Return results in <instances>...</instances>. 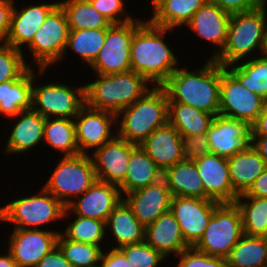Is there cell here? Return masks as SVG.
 Instances as JSON below:
<instances>
[{
    "label": "cell",
    "mask_w": 267,
    "mask_h": 267,
    "mask_svg": "<svg viewBox=\"0 0 267 267\" xmlns=\"http://www.w3.org/2000/svg\"><path fill=\"white\" fill-rule=\"evenodd\" d=\"M172 30L175 29L155 25L148 18H136L130 49L131 70L142 75L152 86H162L179 67L176 52L164 40Z\"/></svg>",
    "instance_id": "1"
},
{
    "label": "cell",
    "mask_w": 267,
    "mask_h": 267,
    "mask_svg": "<svg viewBox=\"0 0 267 267\" xmlns=\"http://www.w3.org/2000/svg\"><path fill=\"white\" fill-rule=\"evenodd\" d=\"M179 66L162 85L168 102H179L219 115L221 64L206 59L205 64L190 71Z\"/></svg>",
    "instance_id": "2"
},
{
    "label": "cell",
    "mask_w": 267,
    "mask_h": 267,
    "mask_svg": "<svg viewBox=\"0 0 267 267\" xmlns=\"http://www.w3.org/2000/svg\"><path fill=\"white\" fill-rule=\"evenodd\" d=\"M95 76L96 80L85 84L86 105L116 115L152 88L142 75L133 70L111 75L95 74Z\"/></svg>",
    "instance_id": "3"
},
{
    "label": "cell",
    "mask_w": 267,
    "mask_h": 267,
    "mask_svg": "<svg viewBox=\"0 0 267 267\" xmlns=\"http://www.w3.org/2000/svg\"><path fill=\"white\" fill-rule=\"evenodd\" d=\"M266 29L267 2L255 10L231 14L225 45L214 60L226 67L250 59L251 54V58L260 56Z\"/></svg>",
    "instance_id": "4"
},
{
    "label": "cell",
    "mask_w": 267,
    "mask_h": 267,
    "mask_svg": "<svg viewBox=\"0 0 267 267\" xmlns=\"http://www.w3.org/2000/svg\"><path fill=\"white\" fill-rule=\"evenodd\" d=\"M167 122V93L162 86H153L131 106L116 115L117 136L140 145L156 128Z\"/></svg>",
    "instance_id": "5"
},
{
    "label": "cell",
    "mask_w": 267,
    "mask_h": 267,
    "mask_svg": "<svg viewBox=\"0 0 267 267\" xmlns=\"http://www.w3.org/2000/svg\"><path fill=\"white\" fill-rule=\"evenodd\" d=\"M64 210L65 206L42 187L0 206V221L13 223V229H41L57 220L63 222Z\"/></svg>",
    "instance_id": "6"
},
{
    "label": "cell",
    "mask_w": 267,
    "mask_h": 267,
    "mask_svg": "<svg viewBox=\"0 0 267 267\" xmlns=\"http://www.w3.org/2000/svg\"><path fill=\"white\" fill-rule=\"evenodd\" d=\"M53 168L51 176L42 187L65 207L97 181L94 163L89 154L61 156Z\"/></svg>",
    "instance_id": "7"
},
{
    "label": "cell",
    "mask_w": 267,
    "mask_h": 267,
    "mask_svg": "<svg viewBox=\"0 0 267 267\" xmlns=\"http://www.w3.org/2000/svg\"><path fill=\"white\" fill-rule=\"evenodd\" d=\"M46 71L33 69L32 108L44 118L74 119L86 105L85 84L76 87L60 81L38 84L37 74L44 76Z\"/></svg>",
    "instance_id": "8"
},
{
    "label": "cell",
    "mask_w": 267,
    "mask_h": 267,
    "mask_svg": "<svg viewBox=\"0 0 267 267\" xmlns=\"http://www.w3.org/2000/svg\"><path fill=\"white\" fill-rule=\"evenodd\" d=\"M244 235L242 216L236 203H220L194 248L209 256L227 258Z\"/></svg>",
    "instance_id": "9"
},
{
    "label": "cell",
    "mask_w": 267,
    "mask_h": 267,
    "mask_svg": "<svg viewBox=\"0 0 267 267\" xmlns=\"http://www.w3.org/2000/svg\"><path fill=\"white\" fill-rule=\"evenodd\" d=\"M69 25L64 10L58 4L46 17L42 26L35 32L31 43L25 47L38 69H48L57 65L63 58Z\"/></svg>",
    "instance_id": "10"
},
{
    "label": "cell",
    "mask_w": 267,
    "mask_h": 267,
    "mask_svg": "<svg viewBox=\"0 0 267 267\" xmlns=\"http://www.w3.org/2000/svg\"><path fill=\"white\" fill-rule=\"evenodd\" d=\"M136 31V17L107 29L104 45L89 66L93 73L111 75L131 70V43Z\"/></svg>",
    "instance_id": "11"
},
{
    "label": "cell",
    "mask_w": 267,
    "mask_h": 267,
    "mask_svg": "<svg viewBox=\"0 0 267 267\" xmlns=\"http://www.w3.org/2000/svg\"><path fill=\"white\" fill-rule=\"evenodd\" d=\"M266 100L249 91L221 65L219 115L246 121L250 125L264 109Z\"/></svg>",
    "instance_id": "12"
},
{
    "label": "cell",
    "mask_w": 267,
    "mask_h": 267,
    "mask_svg": "<svg viewBox=\"0 0 267 267\" xmlns=\"http://www.w3.org/2000/svg\"><path fill=\"white\" fill-rule=\"evenodd\" d=\"M212 199L173 196L170 211L176 218L185 242L194 247L202 238L215 208Z\"/></svg>",
    "instance_id": "13"
},
{
    "label": "cell",
    "mask_w": 267,
    "mask_h": 267,
    "mask_svg": "<svg viewBox=\"0 0 267 267\" xmlns=\"http://www.w3.org/2000/svg\"><path fill=\"white\" fill-rule=\"evenodd\" d=\"M80 154H91L117 135L116 114L85 105L74 118ZM115 123V124H114Z\"/></svg>",
    "instance_id": "14"
},
{
    "label": "cell",
    "mask_w": 267,
    "mask_h": 267,
    "mask_svg": "<svg viewBox=\"0 0 267 267\" xmlns=\"http://www.w3.org/2000/svg\"><path fill=\"white\" fill-rule=\"evenodd\" d=\"M61 230L13 229L9 235L7 251L17 267H36L39 261L57 246Z\"/></svg>",
    "instance_id": "15"
},
{
    "label": "cell",
    "mask_w": 267,
    "mask_h": 267,
    "mask_svg": "<svg viewBox=\"0 0 267 267\" xmlns=\"http://www.w3.org/2000/svg\"><path fill=\"white\" fill-rule=\"evenodd\" d=\"M206 136L210 153L229 158L251 145V125L246 121L217 115Z\"/></svg>",
    "instance_id": "16"
},
{
    "label": "cell",
    "mask_w": 267,
    "mask_h": 267,
    "mask_svg": "<svg viewBox=\"0 0 267 267\" xmlns=\"http://www.w3.org/2000/svg\"><path fill=\"white\" fill-rule=\"evenodd\" d=\"M123 199L119 186L97 180L88 190L71 202L70 215L106 222L113 209Z\"/></svg>",
    "instance_id": "17"
},
{
    "label": "cell",
    "mask_w": 267,
    "mask_h": 267,
    "mask_svg": "<svg viewBox=\"0 0 267 267\" xmlns=\"http://www.w3.org/2000/svg\"><path fill=\"white\" fill-rule=\"evenodd\" d=\"M136 144L115 136L100 148L92 151L97 180L119 186L126 177L131 150Z\"/></svg>",
    "instance_id": "18"
},
{
    "label": "cell",
    "mask_w": 267,
    "mask_h": 267,
    "mask_svg": "<svg viewBox=\"0 0 267 267\" xmlns=\"http://www.w3.org/2000/svg\"><path fill=\"white\" fill-rule=\"evenodd\" d=\"M201 178L205 194L220 203H235L239 194L233 189L228 160L214 153H208L194 161Z\"/></svg>",
    "instance_id": "19"
},
{
    "label": "cell",
    "mask_w": 267,
    "mask_h": 267,
    "mask_svg": "<svg viewBox=\"0 0 267 267\" xmlns=\"http://www.w3.org/2000/svg\"><path fill=\"white\" fill-rule=\"evenodd\" d=\"M172 194L166 180L127 193L123 199L131 207L134 216L146 227L170 210Z\"/></svg>",
    "instance_id": "20"
},
{
    "label": "cell",
    "mask_w": 267,
    "mask_h": 267,
    "mask_svg": "<svg viewBox=\"0 0 267 267\" xmlns=\"http://www.w3.org/2000/svg\"><path fill=\"white\" fill-rule=\"evenodd\" d=\"M59 4L58 1L52 3H40L36 5L28 4L16 8L13 5L11 14L10 29L4 44L23 51L22 47H27L34 38L35 32L42 26L48 14Z\"/></svg>",
    "instance_id": "21"
},
{
    "label": "cell",
    "mask_w": 267,
    "mask_h": 267,
    "mask_svg": "<svg viewBox=\"0 0 267 267\" xmlns=\"http://www.w3.org/2000/svg\"><path fill=\"white\" fill-rule=\"evenodd\" d=\"M230 18L231 14L227 11L206 2L185 25L200 39L215 45L214 54L208 59H214L222 51L227 39Z\"/></svg>",
    "instance_id": "22"
},
{
    "label": "cell",
    "mask_w": 267,
    "mask_h": 267,
    "mask_svg": "<svg viewBox=\"0 0 267 267\" xmlns=\"http://www.w3.org/2000/svg\"><path fill=\"white\" fill-rule=\"evenodd\" d=\"M11 127L10 136L6 140L4 153L7 155L24 154L36 149L44 141L45 118L33 108L23 110L16 116ZM40 143V144H39Z\"/></svg>",
    "instance_id": "23"
},
{
    "label": "cell",
    "mask_w": 267,
    "mask_h": 267,
    "mask_svg": "<svg viewBox=\"0 0 267 267\" xmlns=\"http://www.w3.org/2000/svg\"><path fill=\"white\" fill-rule=\"evenodd\" d=\"M182 136L173 125L167 122L156 128L140 147L148 154L163 173L184 160Z\"/></svg>",
    "instance_id": "24"
},
{
    "label": "cell",
    "mask_w": 267,
    "mask_h": 267,
    "mask_svg": "<svg viewBox=\"0 0 267 267\" xmlns=\"http://www.w3.org/2000/svg\"><path fill=\"white\" fill-rule=\"evenodd\" d=\"M144 241L165 258L173 254L178 256L183 250L190 248L170 210L145 227Z\"/></svg>",
    "instance_id": "25"
},
{
    "label": "cell",
    "mask_w": 267,
    "mask_h": 267,
    "mask_svg": "<svg viewBox=\"0 0 267 267\" xmlns=\"http://www.w3.org/2000/svg\"><path fill=\"white\" fill-rule=\"evenodd\" d=\"M109 230V231H108ZM106 231L115 240L111 248L144 242L145 227L134 216L124 199L113 209L106 221Z\"/></svg>",
    "instance_id": "26"
},
{
    "label": "cell",
    "mask_w": 267,
    "mask_h": 267,
    "mask_svg": "<svg viewBox=\"0 0 267 267\" xmlns=\"http://www.w3.org/2000/svg\"><path fill=\"white\" fill-rule=\"evenodd\" d=\"M227 160L231 184L239 195L245 193L267 168L266 162L252 145Z\"/></svg>",
    "instance_id": "27"
},
{
    "label": "cell",
    "mask_w": 267,
    "mask_h": 267,
    "mask_svg": "<svg viewBox=\"0 0 267 267\" xmlns=\"http://www.w3.org/2000/svg\"><path fill=\"white\" fill-rule=\"evenodd\" d=\"M33 68L30 67L17 80L0 84V116L10 119L32 108Z\"/></svg>",
    "instance_id": "28"
},
{
    "label": "cell",
    "mask_w": 267,
    "mask_h": 267,
    "mask_svg": "<svg viewBox=\"0 0 267 267\" xmlns=\"http://www.w3.org/2000/svg\"><path fill=\"white\" fill-rule=\"evenodd\" d=\"M163 178V171L148 154L136 145L129 157L125 180L119 185L122 196L154 184Z\"/></svg>",
    "instance_id": "29"
},
{
    "label": "cell",
    "mask_w": 267,
    "mask_h": 267,
    "mask_svg": "<svg viewBox=\"0 0 267 267\" xmlns=\"http://www.w3.org/2000/svg\"><path fill=\"white\" fill-rule=\"evenodd\" d=\"M172 196L210 199L204 191L195 163L182 160L163 173Z\"/></svg>",
    "instance_id": "30"
},
{
    "label": "cell",
    "mask_w": 267,
    "mask_h": 267,
    "mask_svg": "<svg viewBox=\"0 0 267 267\" xmlns=\"http://www.w3.org/2000/svg\"><path fill=\"white\" fill-rule=\"evenodd\" d=\"M214 115L179 102H168V122L181 136L206 134Z\"/></svg>",
    "instance_id": "31"
},
{
    "label": "cell",
    "mask_w": 267,
    "mask_h": 267,
    "mask_svg": "<svg viewBox=\"0 0 267 267\" xmlns=\"http://www.w3.org/2000/svg\"><path fill=\"white\" fill-rule=\"evenodd\" d=\"M207 0H166L149 17L158 26L177 29L192 19Z\"/></svg>",
    "instance_id": "32"
},
{
    "label": "cell",
    "mask_w": 267,
    "mask_h": 267,
    "mask_svg": "<svg viewBox=\"0 0 267 267\" xmlns=\"http://www.w3.org/2000/svg\"><path fill=\"white\" fill-rule=\"evenodd\" d=\"M43 134V143L62 153L63 157L80 154L74 119L45 118Z\"/></svg>",
    "instance_id": "33"
},
{
    "label": "cell",
    "mask_w": 267,
    "mask_h": 267,
    "mask_svg": "<svg viewBox=\"0 0 267 267\" xmlns=\"http://www.w3.org/2000/svg\"><path fill=\"white\" fill-rule=\"evenodd\" d=\"M226 261L227 267H267V237L244 234Z\"/></svg>",
    "instance_id": "34"
},
{
    "label": "cell",
    "mask_w": 267,
    "mask_h": 267,
    "mask_svg": "<svg viewBox=\"0 0 267 267\" xmlns=\"http://www.w3.org/2000/svg\"><path fill=\"white\" fill-rule=\"evenodd\" d=\"M225 68L241 85L267 101V59L257 56Z\"/></svg>",
    "instance_id": "35"
},
{
    "label": "cell",
    "mask_w": 267,
    "mask_h": 267,
    "mask_svg": "<svg viewBox=\"0 0 267 267\" xmlns=\"http://www.w3.org/2000/svg\"><path fill=\"white\" fill-rule=\"evenodd\" d=\"M70 30L109 28L112 24L89 0H61Z\"/></svg>",
    "instance_id": "36"
},
{
    "label": "cell",
    "mask_w": 267,
    "mask_h": 267,
    "mask_svg": "<svg viewBox=\"0 0 267 267\" xmlns=\"http://www.w3.org/2000/svg\"><path fill=\"white\" fill-rule=\"evenodd\" d=\"M75 216L73 219L70 218V210L65 207L63 219L66 220L68 218L72 222L70 221L61 233L69 240L99 245L103 248V244H105L109 236L106 231V222L98 219L84 218L79 215Z\"/></svg>",
    "instance_id": "37"
},
{
    "label": "cell",
    "mask_w": 267,
    "mask_h": 267,
    "mask_svg": "<svg viewBox=\"0 0 267 267\" xmlns=\"http://www.w3.org/2000/svg\"><path fill=\"white\" fill-rule=\"evenodd\" d=\"M108 28L70 30L63 60L68 50L73 51L90 66L96 59L104 45Z\"/></svg>",
    "instance_id": "38"
},
{
    "label": "cell",
    "mask_w": 267,
    "mask_h": 267,
    "mask_svg": "<svg viewBox=\"0 0 267 267\" xmlns=\"http://www.w3.org/2000/svg\"><path fill=\"white\" fill-rule=\"evenodd\" d=\"M235 203L241 212L243 233L267 237V198L237 197Z\"/></svg>",
    "instance_id": "39"
},
{
    "label": "cell",
    "mask_w": 267,
    "mask_h": 267,
    "mask_svg": "<svg viewBox=\"0 0 267 267\" xmlns=\"http://www.w3.org/2000/svg\"><path fill=\"white\" fill-rule=\"evenodd\" d=\"M57 246L72 267H99L100 265L103 248L99 245L72 241L60 232Z\"/></svg>",
    "instance_id": "40"
},
{
    "label": "cell",
    "mask_w": 267,
    "mask_h": 267,
    "mask_svg": "<svg viewBox=\"0 0 267 267\" xmlns=\"http://www.w3.org/2000/svg\"><path fill=\"white\" fill-rule=\"evenodd\" d=\"M33 65L27 64L23 51L0 43V84L17 80Z\"/></svg>",
    "instance_id": "41"
},
{
    "label": "cell",
    "mask_w": 267,
    "mask_h": 267,
    "mask_svg": "<svg viewBox=\"0 0 267 267\" xmlns=\"http://www.w3.org/2000/svg\"><path fill=\"white\" fill-rule=\"evenodd\" d=\"M119 250L134 267H158L166 261L160 252L145 241L120 247Z\"/></svg>",
    "instance_id": "42"
},
{
    "label": "cell",
    "mask_w": 267,
    "mask_h": 267,
    "mask_svg": "<svg viewBox=\"0 0 267 267\" xmlns=\"http://www.w3.org/2000/svg\"><path fill=\"white\" fill-rule=\"evenodd\" d=\"M89 2L111 24H123L135 19L128 14L124 0H89Z\"/></svg>",
    "instance_id": "43"
},
{
    "label": "cell",
    "mask_w": 267,
    "mask_h": 267,
    "mask_svg": "<svg viewBox=\"0 0 267 267\" xmlns=\"http://www.w3.org/2000/svg\"><path fill=\"white\" fill-rule=\"evenodd\" d=\"M176 267H227V261L222 257L209 256L190 247L183 250L178 256Z\"/></svg>",
    "instance_id": "44"
},
{
    "label": "cell",
    "mask_w": 267,
    "mask_h": 267,
    "mask_svg": "<svg viewBox=\"0 0 267 267\" xmlns=\"http://www.w3.org/2000/svg\"><path fill=\"white\" fill-rule=\"evenodd\" d=\"M183 156L186 161H196L210 153L209 141L206 134L182 136Z\"/></svg>",
    "instance_id": "45"
},
{
    "label": "cell",
    "mask_w": 267,
    "mask_h": 267,
    "mask_svg": "<svg viewBox=\"0 0 267 267\" xmlns=\"http://www.w3.org/2000/svg\"><path fill=\"white\" fill-rule=\"evenodd\" d=\"M230 14L248 12L257 9L265 2L263 0H207Z\"/></svg>",
    "instance_id": "46"
},
{
    "label": "cell",
    "mask_w": 267,
    "mask_h": 267,
    "mask_svg": "<svg viewBox=\"0 0 267 267\" xmlns=\"http://www.w3.org/2000/svg\"><path fill=\"white\" fill-rule=\"evenodd\" d=\"M105 251V252H104ZM99 267H134L129 263L124 254L115 248L103 249Z\"/></svg>",
    "instance_id": "47"
},
{
    "label": "cell",
    "mask_w": 267,
    "mask_h": 267,
    "mask_svg": "<svg viewBox=\"0 0 267 267\" xmlns=\"http://www.w3.org/2000/svg\"><path fill=\"white\" fill-rule=\"evenodd\" d=\"M14 0H0V43H4L10 29Z\"/></svg>",
    "instance_id": "48"
},
{
    "label": "cell",
    "mask_w": 267,
    "mask_h": 267,
    "mask_svg": "<svg viewBox=\"0 0 267 267\" xmlns=\"http://www.w3.org/2000/svg\"><path fill=\"white\" fill-rule=\"evenodd\" d=\"M36 267H72L58 246L47 253Z\"/></svg>",
    "instance_id": "49"
},
{
    "label": "cell",
    "mask_w": 267,
    "mask_h": 267,
    "mask_svg": "<svg viewBox=\"0 0 267 267\" xmlns=\"http://www.w3.org/2000/svg\"><path fill=\"white\" fill-rule=\"evenodd\" d=\"M238 197L267 198V168L257 177L250 188Z\"/></svg>",
    "instance_id": "50"
},
{
    "label": "cell",
    "mask_w": 267,
    "mask_h": 267,
    "mask_svg": "<svg viewBox=\"0 0 267 267\" xmlns=\"http://www.w3.org/2000/svg\"><path fill=\"white\" fill-rule=\"evenodd\" d=\"M251 136H267V102L261 114L251 124Z\"/></svg>",
    "instance_id": "51"
},
{
    "label": "cell",
    "mask_w": 267,
    "mask_h": 267,
    "mask_svg": "<svg viewBox=\"0 0 267 267\" xmlns=\"http://www.w3.org/2000/svg\"><path fill=\"white\" fill-rule=\"evenodd\" d=\"M251 145L259 152L267 164V136H251Z\"/></svg>",
    "instance_id": "52"
},
{
    "label": "cell",
    "mask_w": 267,
    "mask_h": 267,
    "mask_svg": "<svg viewBox=\"0 0 267 267\" xmlns=\"http://www.w3.org/2000/svg\"><path fill=\"white\" fill-rule=\"evenodd\" d=\"M0 267H17L15 260L8 251L5 252V255L0 254Z\"/></svg>",
    "instance_id": "53"
},
{
    "label": "cell",
    "mask_w": 267,
    "mask_h": 267,
    "mask_svg": "<svg viewBox=\"0 0 267 267\" xmlns=\"http://www.w3.org/2000/svg\"><path fill=\"white\" fill-rule=\"evenodd\" d=\"M260 56L264 59H267V29L264 34L263 45H262Z\"/></svg>",
    "instance_id": "54"
},
{
    "label": "cell",
    "mask_w": 267,
    "mask_h": 267,
    "mask_svg": "<svg viewBox=\"0 0 267 267\" xmlns=\"http://www.w3.org/2000/svg\"><path fill=\"white\" fill-rule=\"evenodd\" d=\"M166 0H151V4H152V11H155L163 2H165Z\"/></svg>",
    "instance_id": "55"
}]
</instances>
